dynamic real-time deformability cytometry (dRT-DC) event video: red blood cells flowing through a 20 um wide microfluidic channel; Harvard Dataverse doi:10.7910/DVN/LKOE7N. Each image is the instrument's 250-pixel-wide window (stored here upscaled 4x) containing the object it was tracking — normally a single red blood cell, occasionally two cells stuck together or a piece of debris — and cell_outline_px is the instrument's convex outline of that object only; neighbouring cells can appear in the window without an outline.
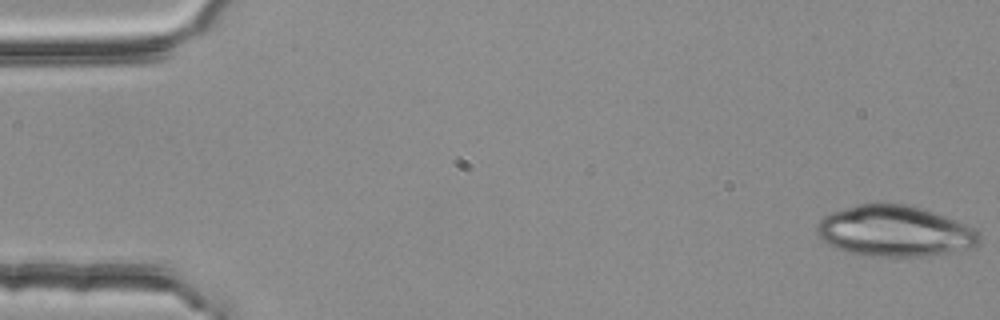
{"species": "common noctule bat (a hibernating species)", "species_latin": "Nyctalus noctula", "temperature_condition": "room temperature", "stored_images_in_passage": 53, "camera_frame_rate_fps": 3000, "um_per_image_px": 0.085, "animal": {"sex": "female", "body_mass_g": 25.1}, "frame": {"image": 1, "passage_image": 1, "time_ms": 0.0, "image_size_px": [1000, 320], "cell_outline_px": [[980, 244], [972, 248], [928, 256], [864, 256], [836, 248], [828, 244], [816, 232], [816, 228], [820, 220], [824, 216], [832, 212], [844, 208], [876, 200], [884, 200], [908, 204], [944, 216], [964, 224], [972, 228], [980, 236]], "centroid_in_image_um": [76.03, 19.62], "position_along_channel_um": 9.0, "area_um2": 48.55}}
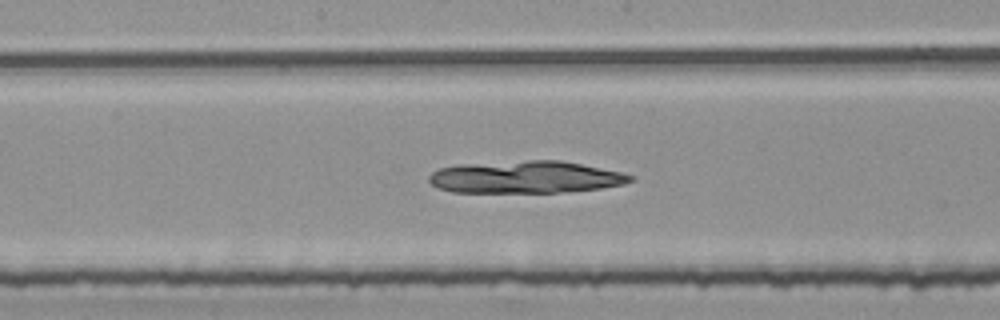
{"frame": {"image": 2, "passage_image": 28, "time_ms": 9.0, "image_size_px": [1000, 320], "cell_outline_px": [[636, 180], [624, 184], [600, 188], [560, 192], [452, 192], [436, 188], [428, 180], [428, 176], [432, 172], [440, 168], [456, 164], [528, 160], [560, 160], [620, 172], [636, 176]], "centroid_in_image_um": [44.64, 15.05], "position_along_channel_um": 203.6, "area_um2": 37.97}}
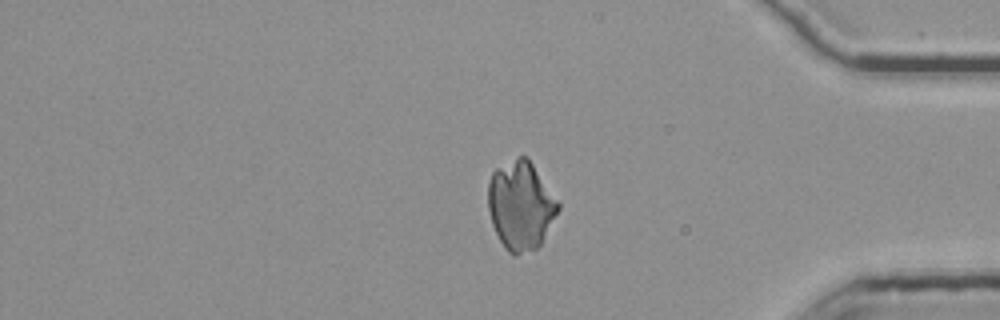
{"frame": {"image": 3, "passage_image": 45, "time_ms": 14.667, "image_size_px": [1000, 320], "cell_outline_px": [[560, 208], [540, 244], [536, 248], [516, 256], [512, 256], [504, 248], [492, 224], [488, 208], [488, 180], [492, 172], [496, 168], [520, 156], [524, 156], [532, 164], [560, 204]], "centroid_in_image_um": [44.23, 17.49], "position_along_channel_um": 391.0, "area_um2": 35.78}}